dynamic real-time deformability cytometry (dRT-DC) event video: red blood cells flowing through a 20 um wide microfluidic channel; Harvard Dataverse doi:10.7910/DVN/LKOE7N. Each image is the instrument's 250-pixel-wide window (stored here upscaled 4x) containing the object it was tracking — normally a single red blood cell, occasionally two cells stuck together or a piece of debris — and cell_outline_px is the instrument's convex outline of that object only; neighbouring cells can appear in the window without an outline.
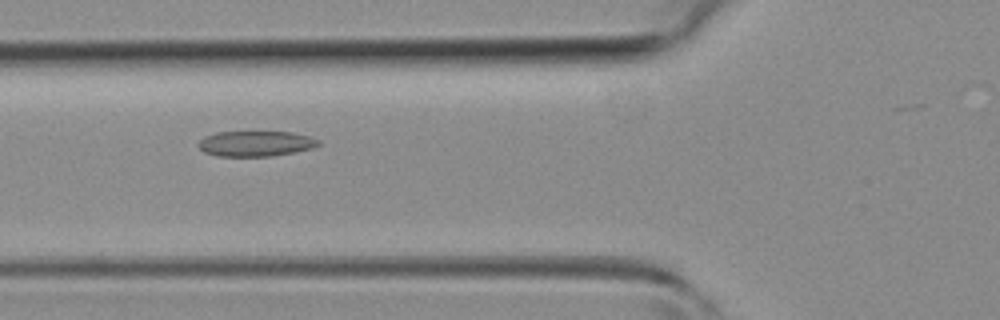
{"species": "common noctule bat (a hibernating species)", "species_latin": "Nyctalus noctula", "temperature_condition": "room temperature", "stored_images_in_passage": 37, "camera_frame_rate_fps": 3000, "um_per_image_px": 0.085, "animal": {"sex": "female", "body_mass_g": 19.3, "forearm_length_mm": 54.1}, "frame": {"image": 1, "passage_image": 17, "time_ms": 5.333, "image_size_px": [1000, 320], "cell_outline_px": [[320, 144], [312, 148], [272, 156], [216, 156], [204, 152], [196, 144], [204, 136], [216, 132], [292, 132], [308, 136], [320, 140]], "centroid_in_image_um": [21.7, 12.2], "position_along_channel_um": 104.1, "area_um2": 17.74}}
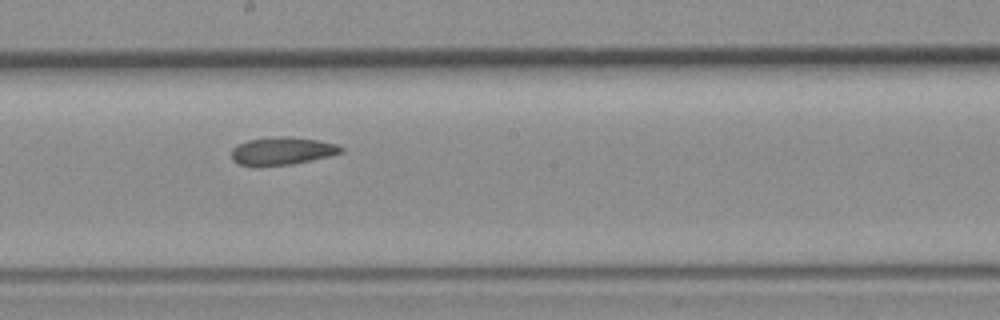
{"frame": {"image": 2, "passage_image": 25, "time_ms": 8.0, "image_size_px": [1000, 320], "cell_outline_px": [[344, 152], [312, 160], [292, 164], [256, 168], [252, 168], [240, 164], [232, 160], [232, 148], [236, 144], [248, 140], [272, 136], [288, 136], [316, 140], [336, 144], [344, 148]], "centroid_in_image_um": [23.92, 12.85], "position_along_channel_um": 224.3, "area_um2": 18.21}}
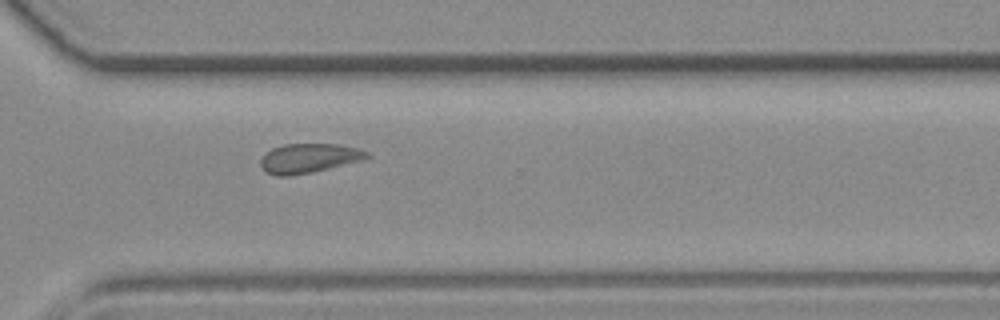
{"frame": {"image": 3, "passage_image": 33, "time_ms": 10.667, "image_size_px": [1000, 320], "cell_outline_px": [[372, 156], [364, 160], [312, 172], [288, 176], [276, 176], [264, 172], [260, 164], [260, 160], [272, 148], [284, 144], [336, 144], [356, 148], [368, 152]], "centroid_in_image_um": [26.25, 13.46], "position_along_channel_um": 344.3, "area_um2": 18.21}}